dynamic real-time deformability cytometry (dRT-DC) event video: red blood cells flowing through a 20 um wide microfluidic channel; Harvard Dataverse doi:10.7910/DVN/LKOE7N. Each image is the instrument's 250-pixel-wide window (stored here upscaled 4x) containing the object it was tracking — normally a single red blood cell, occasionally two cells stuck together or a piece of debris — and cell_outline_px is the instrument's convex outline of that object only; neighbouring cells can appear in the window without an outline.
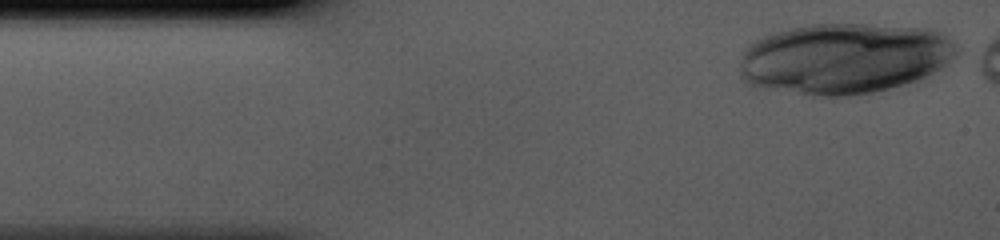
{"species": "human", "species_latin": "Homo sapiens", "temperature_condition": "cold", "stored_images_in_passage": 12, "camera_frame_rate_fps": 3000, "um_per_image_px": 0.085, "donor": {"sex": "male"}, "frame": {"image": 1, "passage_image": 1, "time_ms": 0.0, "image_size_px": [1000, 240], "cell_outline_px": [[960, 48], [956, 56], [944, 68], [928, 76], [904, 84], [872, 92], [848, 96], [812, 96], [756, 88], [748, 84], [740, 76], [740, 60], [744, 48], [748, 44], [764, 36], [776, 32], [792, 28], [812, 24], [864, 24], [928, 28], [940, 32], [952, 40]], "centroid_in_image_um": [71.77, 4.98], "position_along_channel_um": 13.2, "area_um2": 90.51}}